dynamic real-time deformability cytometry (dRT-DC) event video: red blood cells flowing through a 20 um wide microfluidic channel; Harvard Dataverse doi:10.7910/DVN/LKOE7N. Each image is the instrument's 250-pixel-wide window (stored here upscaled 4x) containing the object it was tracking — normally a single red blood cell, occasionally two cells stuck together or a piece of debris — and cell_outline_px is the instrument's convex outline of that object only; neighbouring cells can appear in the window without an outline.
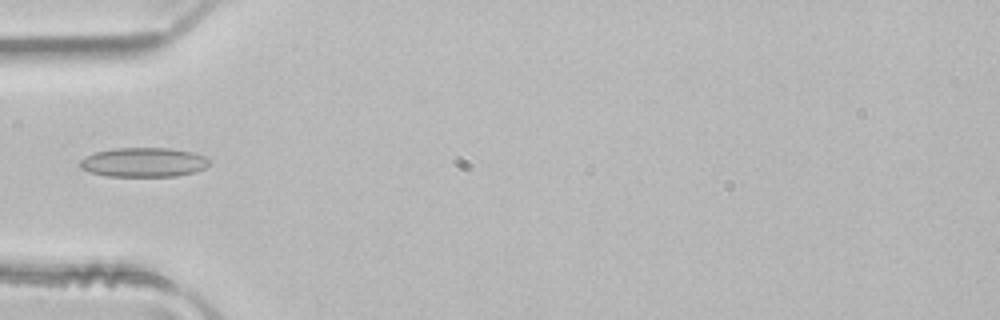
{"species": "common noctule bat (a hibernating species)", "species_latin": "Nyctalus noctula", "temperature_condition": "room temperature", "stored_images_in_passage": 3, "camera_frame_rate_fps": 3000, "um_per_image_px": 0.085, "animal": {"sex": "male", "body_mass_g": 21.5, "forearm_length_mm": 52.0}, "frame": {"image": 1, "passage_image": 3, "time_ms": 0.667, "image_size_px": [1000, 320], "cell_outline_px": [[208, 164], [204, 168], [196, 172], [176, 176], [104, 176], [80, 168], [76, 164], [84, 156], [96, 152], [116, 148], [172, 148], [192, 152], [204, 156], [208, 160]], "centroid_in_image_um": [12.17, 13.79], "position_along_channel_um": 72.8, "area_um2": 22.2}}